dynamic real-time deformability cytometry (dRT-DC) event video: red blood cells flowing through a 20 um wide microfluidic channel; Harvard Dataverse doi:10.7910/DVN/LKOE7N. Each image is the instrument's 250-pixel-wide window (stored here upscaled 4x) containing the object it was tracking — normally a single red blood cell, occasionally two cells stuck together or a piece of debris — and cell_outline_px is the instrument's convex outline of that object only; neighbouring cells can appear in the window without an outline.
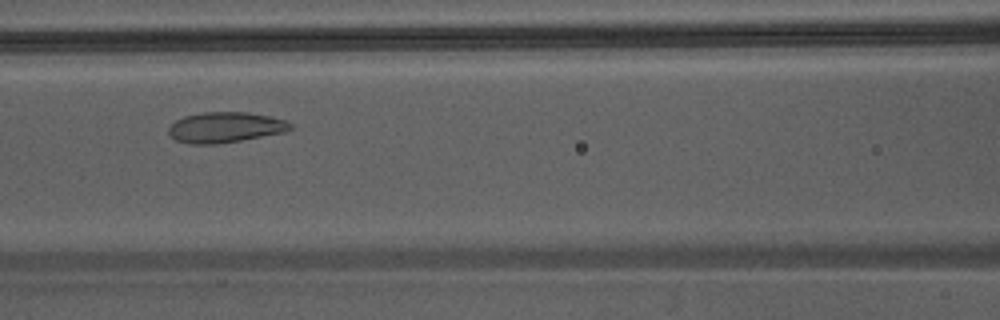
{"species": "Egyptian fruit bat (a non-hibernating species)", "species_latin": "Rousettus aegyptiacus", "temperature_condition": "warm", "stored_images_in_passage": 31, "camera_frame_rate_fps": 3000, "um_per_image_px": 0.085, "animal": {"sex": "male"}, "frame": {"image": 1, "passage_image": 6, "time_ms": 1.667, "image_size_px": [1000, 320], "cell_outline_px": [[292, 128], [284, 132], [240, 140], [216, 144], [188, 144], [176, 140], [168, 132], [168, 128], [176, 120], [184, 116], [204, 112], [248, 112], [268, 116], [284, 120], [292, 124]], "centroid_in_image_um": [19.12, 10.82], "position_along_channel_um": 147.5, "area_um2": 21.44}}
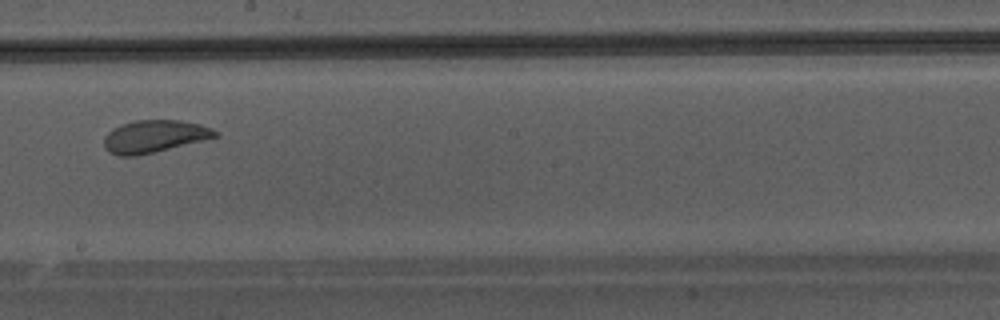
{"frame": {"image": 2, "passage_image": 12, "time_ms": 3.667, "image_size_px": [1000, 320], "cell_outline_px": [[220, 136], [136, 156], [120, 156], [108, 152], [104, 148], [104, 136], [112, 128], [120, 124], [136, 120], [180, 120], [200, 124], [212, 128]], "centroid_in_image_um": [13.08, 11.58], "position_along_channel_um": 235.1, "area_um2": 20.98}}
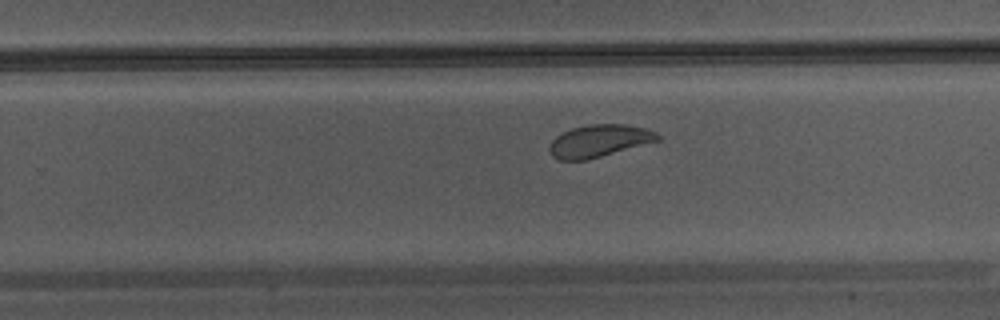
{"frame": {"image": 3, "passage_image": 15, "time_ms": 4.667, "image_size_px": [1000, 320], "cell_outline_px": [[660, 140], [600, 156], [584, 160], [560, 160], [552, 156], [548, 148], [552, 140], [556, 136], [572, 128], [592, 124], [628, 124], [644, 128], [656, 132], [660, 136]], "centroid_in_image_um": [50.92, 11.96], "position_along_channel_um": 278.9, "area_um2": 20.11}}